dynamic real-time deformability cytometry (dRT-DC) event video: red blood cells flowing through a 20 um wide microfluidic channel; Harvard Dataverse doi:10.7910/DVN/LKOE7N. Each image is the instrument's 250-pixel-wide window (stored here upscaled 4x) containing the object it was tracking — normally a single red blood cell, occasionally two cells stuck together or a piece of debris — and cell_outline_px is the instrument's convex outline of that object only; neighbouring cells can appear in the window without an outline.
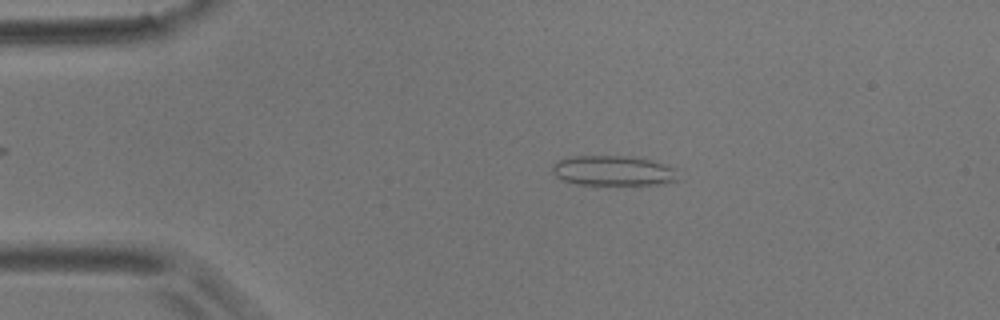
{"species": "common noctule bat (a hibernating species)", "species_latin": "Nyctalus noctula", "temperature_condition": "room temperature", "stored_images_in_passage": 54, "camera_frame_rate_fps": 3000, "um_per_image_px": 0.085, "animal": {"sex": "male", "body_mass_g": 17.9}, "frame": {"image": 1, "passage_image": 10, "time_ms": 3.0, "image_size_px": [1000, 320], "cell_outline_px": [[680, 180], [664, 184], [576, 184], [564, 180], [556, 176], [552, 172], [552, 164], [556, 160], [568, 156], [640, 156], [676, 168]], "centroid_in_image_um": [52.15, 14.49], "position_along_channel_um": 32.8, "area_um2": 22.43}}
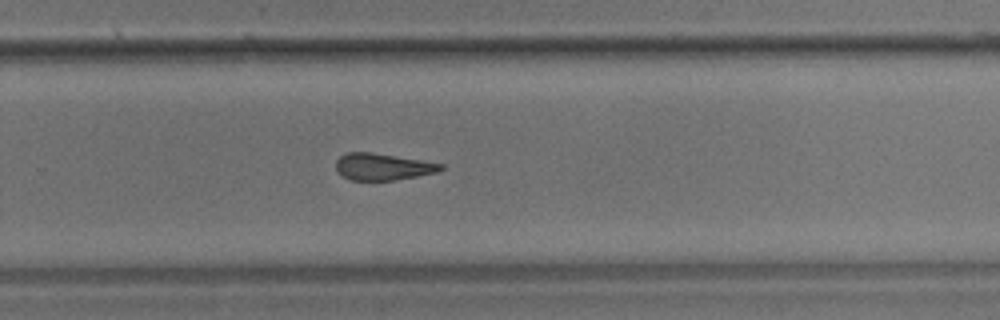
{"frame": {"image": 2, "passage_image": 35, "time_ms": 11.333, "image_size_px": [1000, 320], "cell_outline_px": [[444, 168], [436, 172], [416, 176], [392, 180], [352, 180], [336, 172], [336, 160], [340, 156], [348, 152], [368, 152], [420, 160], [444, 164]], "centroid_in_image_um": [32.5, 14.17], "position_along_channel_um": 297.3, "area_um2": 16.07}}
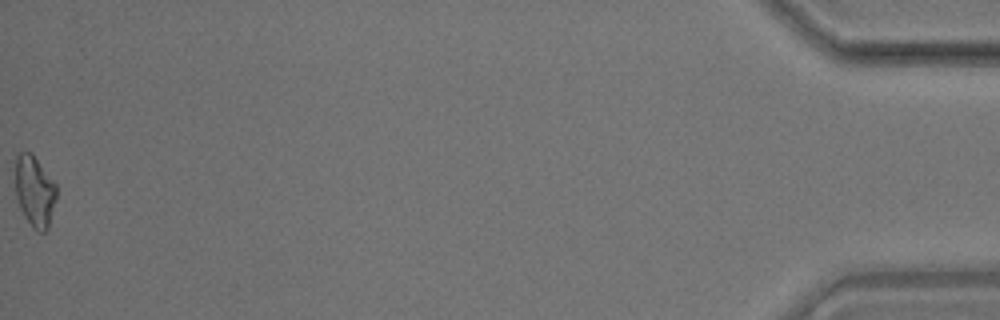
{"frame": {"image": 3, "passage_image": 54, "time_ms": 17.667, "image_size_px": [1000, 320], "cell_outline_px": [[56, 200], [48, 228], [44, 232], [40, 232], [32, 228], [24, 216], [20, 208], [16, 196], [16, 152], [32, 152], [56, 184]], "centroid_in_image_um": [2.95, 16.25], "position_along_channel_um": 432.3, "area_um2": 17.11}, "authors_computed_cell_mechanics": {"area_um2": 17.5712, "velocity_mm_per_s": 3.677, "shape_relaxation_time_tau1_ms": null, "shape_relaxation_time_tau2_ms": 3.204, "deformation_change_tau1": null, "deformation_change_tau2": 0.1387}}